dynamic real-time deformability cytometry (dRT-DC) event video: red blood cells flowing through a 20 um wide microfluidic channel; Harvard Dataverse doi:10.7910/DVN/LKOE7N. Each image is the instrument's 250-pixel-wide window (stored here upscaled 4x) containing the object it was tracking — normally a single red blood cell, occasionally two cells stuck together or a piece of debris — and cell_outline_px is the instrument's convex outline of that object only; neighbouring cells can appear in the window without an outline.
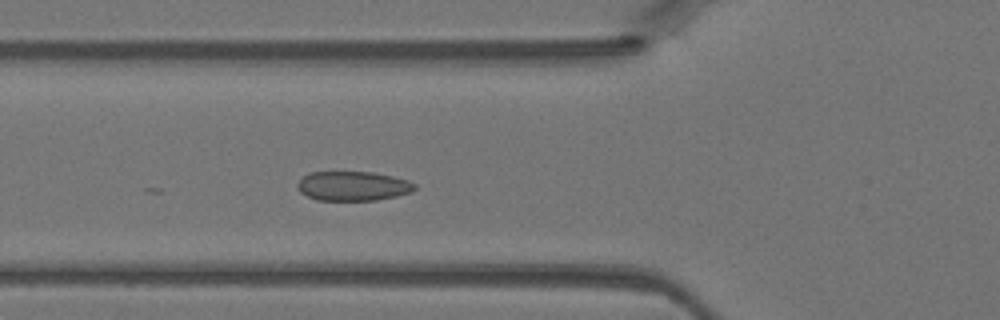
{"species": "Egyptian fruit bat (a non-hibernating species)", "species_latin": "Rousettus aegyptiacus", "temperature_condition": "warm", "stored_images_in_passage": 25, "camera_frame_rate_fps": 3000, "um_per_image_px": 0.085, "animal": {"sex": "female"}, "frame": {"image": 1, "passage_image": 8, "time_ms": 2.333, "image_size_px": [1000, 320], "cell_outline_px": [[416, 188], [412, 192], [396, 196], [376, 200], [316, 200], [300, 192], [296, 188], [296, 184], [308, 172], [372, 172], [392, 176], [408, 180], [416, 184]], "centroid_in_image_um": [29.99, 15.81], "position_along_channel_um": 95.8, "area_um2": 20.17}}
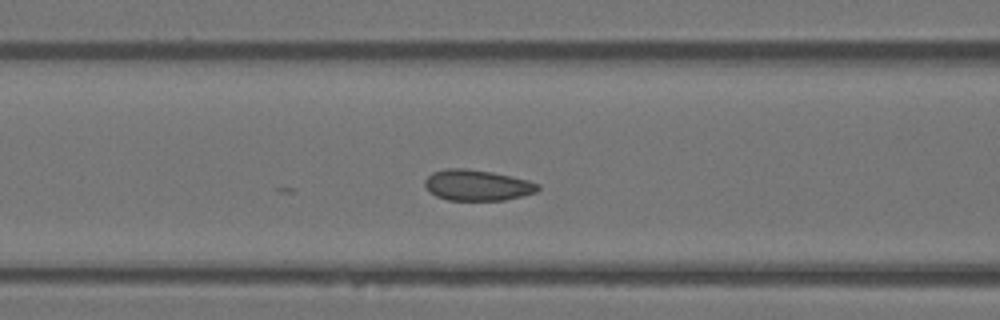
{"frame": {"image": 2, "passage_image": 10, "time_ms": 3.0, "image_size_px": [1000, 320], "cell_outline_px": [[540, 188], [536, 192], [504, 200], [448, 200], [436, 196], [428, 192], [424, 188], [424, 180], [432, 172], [448, 168], [464, 168], [492, 172], [512, 176], [528, 180], [540, 184]], "centroid_in_image_um": [40.53, 15.74], "position_along_channel_um": 126.1, "area_um2": 20.46}}
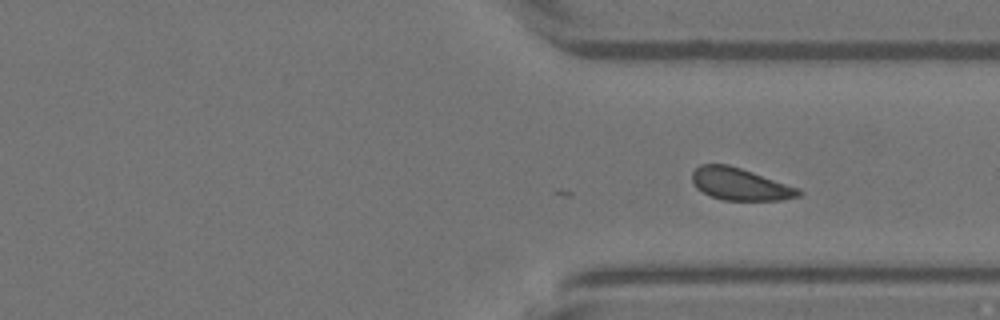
{"frame": {"image": 3, "passage_image": 25, "time_ms": 8.0, "image_size_px": [1000, 320], "cell_outline_px": [[804, 192], [800, 196], [784, 200], [724, 200], [712, 196], [696, 188], [692, 184], [692, 172], [700, 164], [728, 164], [800, 188]], "centroid_in_image_um": [62.93, 15.65], "position_along_channel_um": 348.5, "area_um2": 20.0}}